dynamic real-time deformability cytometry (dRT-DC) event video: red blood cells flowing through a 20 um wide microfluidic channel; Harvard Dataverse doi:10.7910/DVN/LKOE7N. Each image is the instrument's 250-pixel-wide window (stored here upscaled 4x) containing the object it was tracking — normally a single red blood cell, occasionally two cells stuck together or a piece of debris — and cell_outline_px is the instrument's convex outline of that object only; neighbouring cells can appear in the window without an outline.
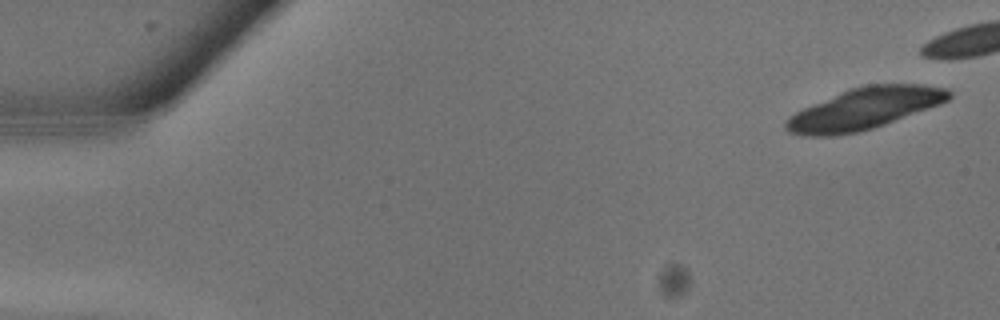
{"species": "common noctule bat (a hibernating species)", "species_latin": "Nyctalus noctula", "temperature_condition": "warm", "stored_images_in_passage": 11, "camera_frame_rate_fps": 3000, "um_per_image_px": 0.085, "animal": {"sex": "male", "body_mass_g": 13.3}, "frame": {"image": 1, "passage_image": 1, "time_ms": 0.0, "image_size_px": [1000, 320], "cell_outline_px": [[952, 96], [948, 100], [940, 104], [884, 124], [872, 128], [856, 132], [832, 136], [804, 136], [788, 132], [784, 128], [784, 124], [788, 116], [804, 108], [840, 92], [852, 88], [868, 84], [920, 84], [948, 88], [952, 92]], "centroid_in_image_um": [73.47, 9.23], "position_along_channel_um": 11.5, "area_um2": 39.07}}